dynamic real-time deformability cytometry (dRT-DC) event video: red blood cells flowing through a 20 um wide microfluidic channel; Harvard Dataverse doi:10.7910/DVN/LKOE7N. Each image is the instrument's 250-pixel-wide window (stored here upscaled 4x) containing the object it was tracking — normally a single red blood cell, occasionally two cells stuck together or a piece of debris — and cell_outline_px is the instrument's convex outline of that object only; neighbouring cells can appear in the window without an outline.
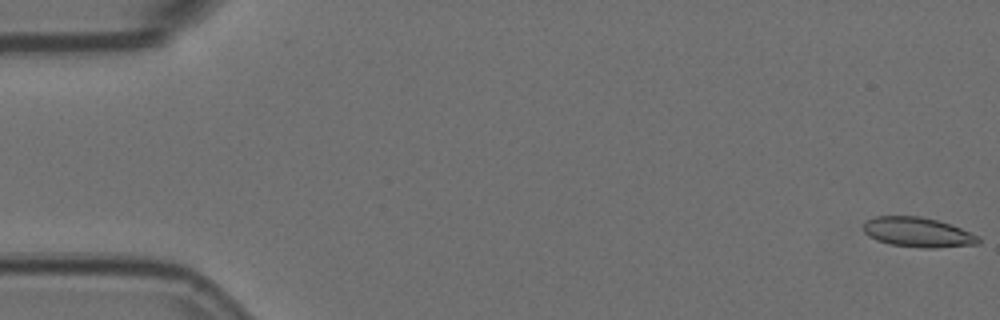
{"species": "Egyptian fruit bat (a non-hibernating species)", "species_latin": "Rousettus aegyptiacus", "temperature_condition": "room temperature", "stored_images_in_passage": 57, "camera_frame_rate_fps": 3000, "um_per_image_px": 0.085, "animal": {"sex": "female"}, "frame": {"image": 1, "passage_image": 1, "time_ms": 0.0, "image_size_px": [1000, 320], "cell_outline_px": [[980, 244], [936, 248], [920, 248], [892, 244], [876, 240], [868, 236], [864, 232], [864, 224], [868, 220], [876, 216], [920, 216], [952, 224], [980, 236]], "centroid_in_image_um": [78.06, 19.75], "position_along_channel_um": 6.9, "area_um2": 20.06}}
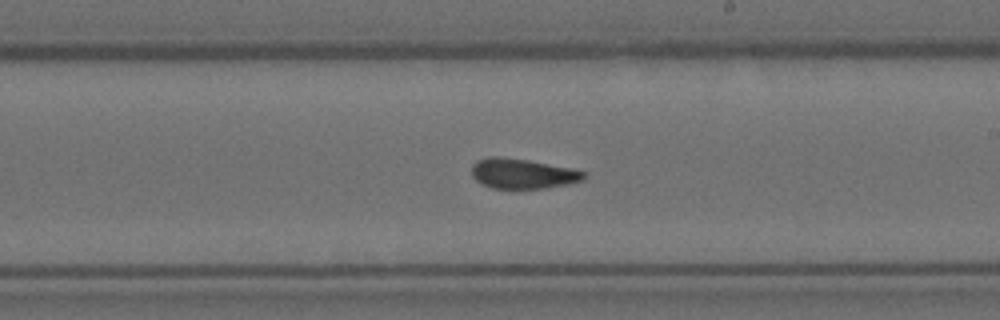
{"frame": {"image": 2, "passage_image": 33, "time_ms": 10.667, "image_size_px": [1000, 320], "cell_outline_px": [[588, 176], [584, 180], [568, 184], [544, 188], [492, 188], [480, 184], [472, 176], [472, 164], [476, 160], [488, 156], [500, 156], [528, 160], [572, 168], [588, 172]], "centroid_in_image_um": [44.43, 14.75], "position_along_channel_um": 244.6, "area_um2": 19.94}}
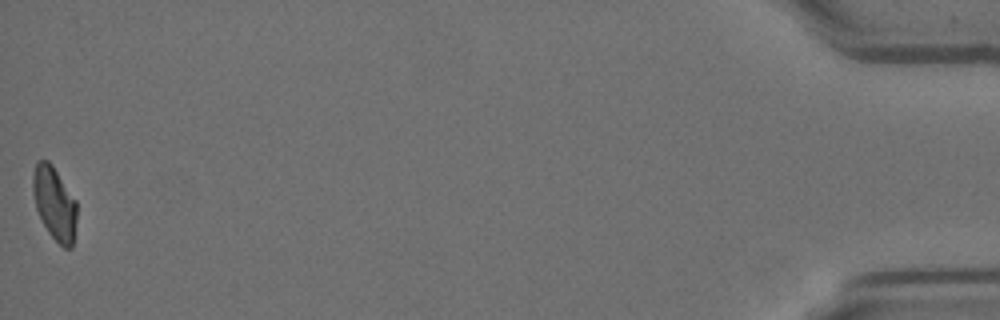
{"frame": {"image": 3, "passage_image": 57, "time_ms": 18.667, "image_size_px": [1000, 320], "cell_outline_px": [[76, 220], [72, 248], [64, 248], [48, 232], [36, 208], [32, 192], [32, 176], [36, 160], [48, 160], [52, 164], [76, 200]], "centroid_in_image_um": [4.62, 17.25], "position_along_channel_um": 430.6, "area_um2": 18.73}, "authors_computed_cell_mechanics": {"area_um2": 19.941, "velocity_mm_per_s": 3.58, "shape_relaxation_time_tau1_ms": 4.1627, "shape_relaxation_time_tau2_ms": 1.1682, "deformation_change_tau1": 0.1276, "deformation_change_tau2": 0.0848}}